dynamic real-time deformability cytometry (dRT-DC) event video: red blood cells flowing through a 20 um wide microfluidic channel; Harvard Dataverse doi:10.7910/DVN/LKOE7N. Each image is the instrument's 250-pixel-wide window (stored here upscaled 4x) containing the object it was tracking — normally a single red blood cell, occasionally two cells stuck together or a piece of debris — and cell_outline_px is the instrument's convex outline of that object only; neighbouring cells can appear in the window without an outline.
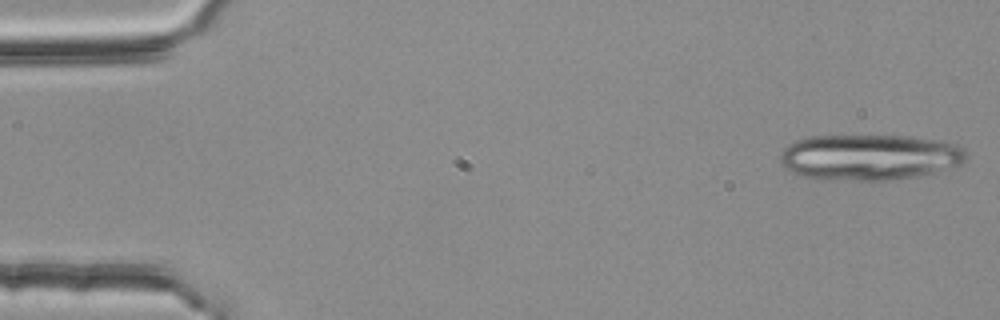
{"species": "common noctule bat (a hibernating species)", "species_latin": "Nyctalus noctula", "temperature_condition": "room temperature", "stored_images_in_passage": 15, "camera_frame_rate_fps": 3000, "um_per_image_px": 0.085, "animal": {"sex": "female", "body_mass_g": 25.1}, "frame": {"image": 1, "passage_image": 1, "time_ms": 0.0, "image_size_px": [1000, 320], "cell_outline_px": [[968, 156], [960, 164], [920, 176], [896, 180], [856, 180], [804, 176], [792, 172], [784, 168], [780, 164], [780, 152], [788, 144], [796, 140], [808, 136], [900, 136], [948, 144], [960, 148]], "centroid_in_image_um": [73.8, 13.37], "position_along_channel_um": 11.2, "area_um2": 48.73}}